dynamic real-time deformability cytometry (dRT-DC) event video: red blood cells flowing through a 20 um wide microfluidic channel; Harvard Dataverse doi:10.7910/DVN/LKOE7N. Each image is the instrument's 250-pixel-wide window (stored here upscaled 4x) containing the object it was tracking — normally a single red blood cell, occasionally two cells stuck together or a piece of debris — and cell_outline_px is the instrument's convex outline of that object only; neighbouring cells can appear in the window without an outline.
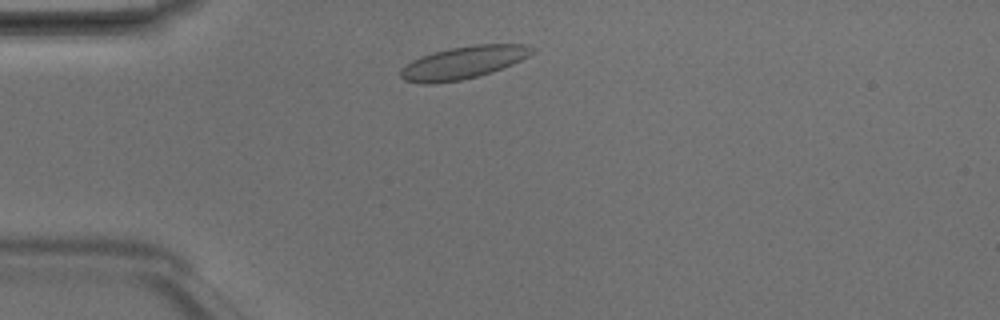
{"species": "Egyptian fruit bat (a non-hibernating species)", "species_latin": "Rousettus aegyptiacus", "temperature_condition": "room temperature", "stored_images_in_passage": 1, "camera_frame_rate_fps": 3000, "um_per_image_px": 0.085, "animal": {"sex": "male"}, "frame": {"image": 1, "passage_image": 1, "time_ms": 0.0, "image_size_px": [1000, 320], "cell_outline_px": [[536, 52], [512, 64], [492, 72], [460, 80], [432, 84], [420, 84], [404, 80], [400, 76], [400, 68], [412, 60], [420, 56], [452, 48], [472, 44], [528, 44], [536, 48]], "centroid_in_image_um": [39.39, 5.31], "position_along_channel_um": 45.6, "area_um2": 25.03}}